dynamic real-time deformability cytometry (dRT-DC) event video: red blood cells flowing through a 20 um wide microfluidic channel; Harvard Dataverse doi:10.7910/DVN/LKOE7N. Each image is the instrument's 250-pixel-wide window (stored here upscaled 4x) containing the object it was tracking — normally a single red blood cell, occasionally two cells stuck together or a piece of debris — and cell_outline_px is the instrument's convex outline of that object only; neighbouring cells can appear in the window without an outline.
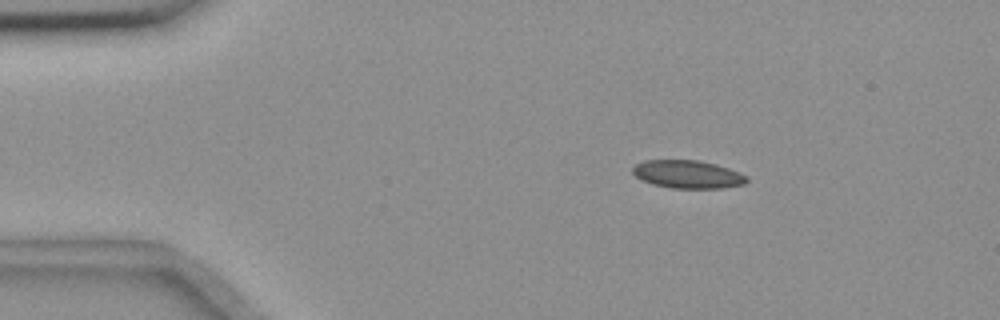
{"species": "common noctule bat (a hibernating species)", "species_latin": "Nyctalus noctula", "temperature_condition": "room temperature", "stored_images_in_passage": 4, "camera_frame_rate_fps": 3000, "um_per_image_px": 0.085, "animal": {"sex": "female", "body_mass_g": 18.4}, "frame": {"image": 1, "passage_image": 2, "time_ms": 1.333, "image_size_px": [1000, 320], "cell_outline_px": [[748, 180], [744, 184], [724, 188], [672, 188], [652, 184], [640, 180], [632, 172], [632, 168], [636, 164], [644, 160], [700, 160], [716, 164], [740, 172], [748, 176]], "centroid_in_image_um": [58.46, 14.81], "position_along_channel_um": 26.5, "area_um2": 18.79}}